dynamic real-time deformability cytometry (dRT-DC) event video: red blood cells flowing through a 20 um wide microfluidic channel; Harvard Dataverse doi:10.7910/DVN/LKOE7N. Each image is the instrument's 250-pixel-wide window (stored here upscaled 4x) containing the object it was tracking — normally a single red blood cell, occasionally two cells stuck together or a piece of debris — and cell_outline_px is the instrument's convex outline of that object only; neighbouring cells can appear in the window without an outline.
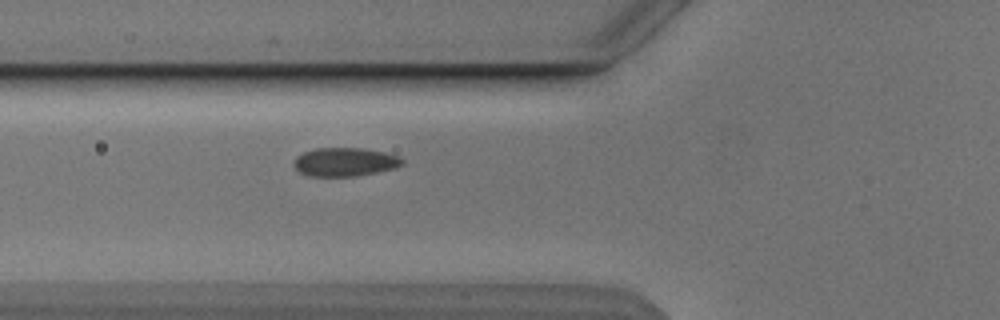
{"species": "Egyptian fruit bat (a non-hibernating species)", "species_latin": "Rousettus aegyptiacus", "temperature_condition": "cold", "stored_images_in_passage": 5, "camera_frame_rate_fps": 3000, "um_per_image_px": 0.085, "animal": {"sex": "male"}, "frame": {"image": 1, "passage_image": 5, "time_ms": 5.667, "image_size_px": [1000, 320], "cell_outline_px": [[404, 164], [396, 168], [356, 176], [308, 176], [300, 172], [292, 164], [296, 156], [304, 152], [316, 148], [364, 148], [384, 152], [400, 156], [404, 160]], "centroid_in_image_um": [29.33, 13.76], "position_along_channel_um": 96.5, "area_um2": 18.21}}